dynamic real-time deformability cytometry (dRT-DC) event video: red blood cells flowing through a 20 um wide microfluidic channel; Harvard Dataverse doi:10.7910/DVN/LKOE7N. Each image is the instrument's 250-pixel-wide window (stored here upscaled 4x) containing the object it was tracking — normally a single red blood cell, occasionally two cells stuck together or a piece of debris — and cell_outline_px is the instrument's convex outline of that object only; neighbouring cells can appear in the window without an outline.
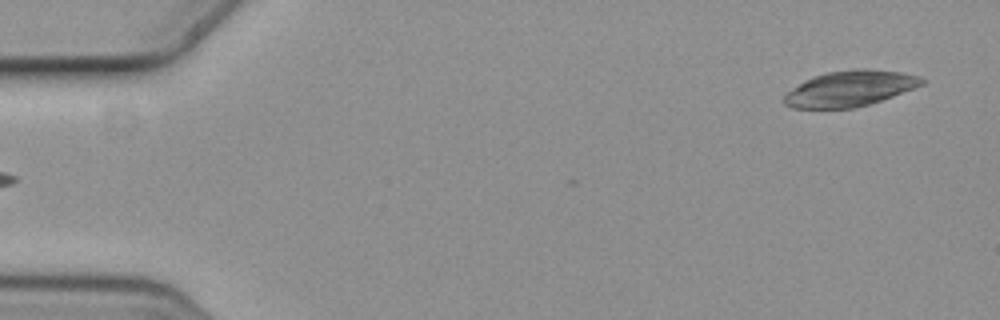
{"species": "common noctule bat (a hibernating species)", "species_latin": "Nyctalus noctula", "temperature_condition": "cold", "stored_images_in_passage": 5, "segment_of_instrument_passage": [2, 2], "camera_frame_rate_fps": 3000, "um_per_image_px": 0.085, "animal": {"sex": "female", "body_mass_g": 19.3, "forearm_length_mm": 54.1}, "frame": {"image": 1, "passage_image": 5, "time_ms": 1.333, "image_size_px": [1000, 320], "cell_outline_px": [[928, 80], [924, 84], [892, 96], [856, 108], [792, 108], [784, 104], [780, 100], [792, 88], [804, 80], [812, 76], [828, 72], [856, 68], [868, 68], [900, 72], [920, 76]], "centroid_in_image_um": [72.23, 7.51], "position_along_channel_um": 12.8, "area_um2": 28.78}}